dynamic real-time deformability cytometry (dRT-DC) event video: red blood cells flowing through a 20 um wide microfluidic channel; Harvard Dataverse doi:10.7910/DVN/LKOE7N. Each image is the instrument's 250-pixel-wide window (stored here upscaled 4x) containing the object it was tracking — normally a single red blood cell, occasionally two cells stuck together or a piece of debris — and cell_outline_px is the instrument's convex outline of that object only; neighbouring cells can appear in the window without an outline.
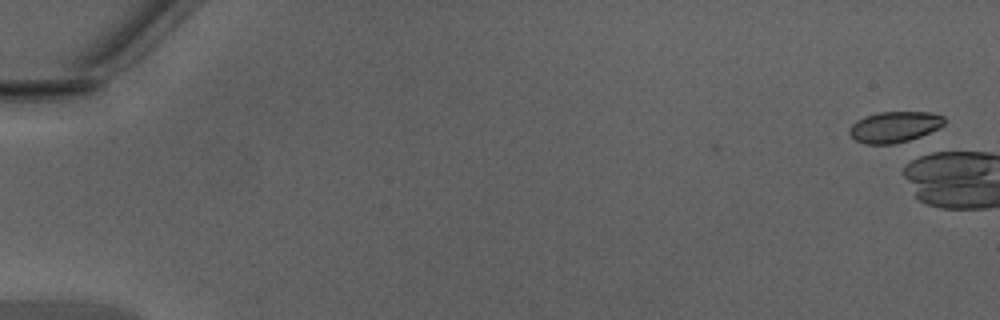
{"species": "Egyptian fruit bat (a non-hibernating species)", "species_latin": "Rousettus aegyptiacus", "temperature_condition": "warm", "stored_images_in_passage": 4, "camera_frame_rate_fps": 3000, "um_per_image_px": 0.085, "animal": {"sex": "male"}, "frame": {"image": 1, "passage_image": 1, "time_ms": 0.0, "image_size_px": [1000, 320], "cell_outline_px": [[944, 124], [940, 128], [920, 136], [908, 140], [892, 144], [864, 144], [856, 140], [848, 132], [848, 128], [856, 120], [864, 116], [880, 112], [936, 112], [944, 116]], "centroid_in_image_um": [76.03, 10.77], "position_along_channel_um": 9.0, "area_um2": 17.22}}